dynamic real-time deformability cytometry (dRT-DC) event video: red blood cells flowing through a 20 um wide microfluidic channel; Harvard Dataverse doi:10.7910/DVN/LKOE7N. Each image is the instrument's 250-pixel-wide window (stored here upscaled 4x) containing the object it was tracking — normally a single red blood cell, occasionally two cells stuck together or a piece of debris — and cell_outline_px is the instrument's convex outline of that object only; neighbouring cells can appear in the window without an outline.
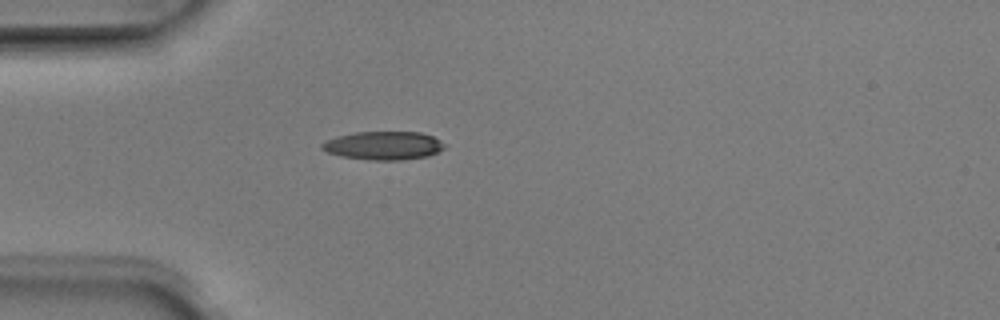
{"species": "Egyptian fruit bat (a non-hibernating species)", "species_latin": "Rousettus aegyptiacus", "temperature_condition": "room temperature", "stored_images_in_passage": 2, "camera_frame_rate_fps": 3000, "um_per_image_px": 0.085, "animal": {"sex": "male"}, "frame": {"image": 1, "passage_image": 2, "time_ms": 0.333, "image_size_px": [1000, 320], "cell_outline_px": [[448, 144], [444, 148], [428, 156], [404, 160], [368, 160], [340, 156], [328, 152], [320, 148], [320, 144], [336, 136], [356, 132], [420, 132], [432, 136]], "centroid_in_image_um": [32.61, 12.38], "position_along_channel_um": 52.4, "area_um2": 20.4}}